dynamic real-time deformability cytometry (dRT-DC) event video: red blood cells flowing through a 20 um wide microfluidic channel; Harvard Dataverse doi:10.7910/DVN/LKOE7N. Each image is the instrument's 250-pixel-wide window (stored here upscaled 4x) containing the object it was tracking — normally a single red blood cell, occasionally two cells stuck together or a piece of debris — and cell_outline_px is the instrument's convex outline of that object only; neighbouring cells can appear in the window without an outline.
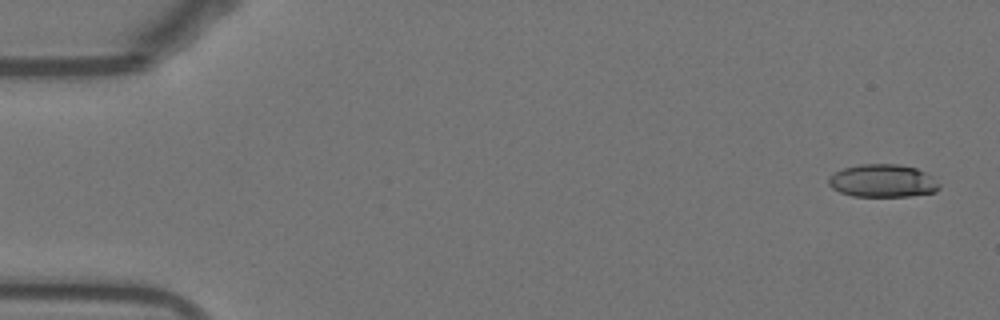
{"species": "Egyptian fruit bat (a non-hibernating species)", "species_latin": "Rousettus aegyptiacus", "temperature_condition": "warm", "stored_images_in_passage": 52, "camera_frame_rate_fps": 3000, "um_per_image_px": 0.085, "animal": {"sex": "female"}, "frame": {"image": 1, "passage_image": 1, "time_ms": 0.0, "image_size_px": [1000, 320], "cell_outline_px": [[940, 188], [936, 192], [908, 196], [852, 196], [840, 192], [832, 188], [828, 184], [828, 176], [844, 168], [860, 164], [896, 164], [916, 168], [932, 176], [940, 184]], "centroid_in_image_um": [75.03, 15.37], "position_along_channel_um": 10.0, "area_um2": 21.21}}
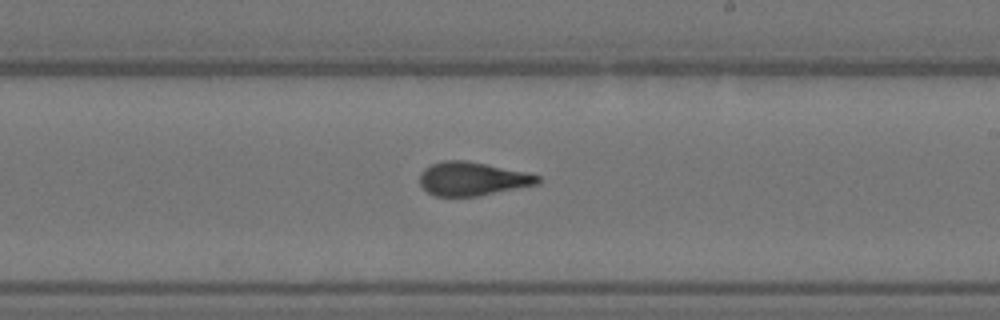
{"frame": {"image": 2, "passage_image": 30, "time_ms": 9.667, "image_size_px": [1000, 320], "cell_outline_px": [[540, 184], [476, 196], [436, 196], [428, 192], [420, 184], [420, 172], [424, 168], [432, 164], [444, 160], [464, 160], [528, 172], [540, 176]], "centroid_in_image_um": [40.16, 15.19], "position_along_channel_um": 248.8, "area_um2": 23.06}}
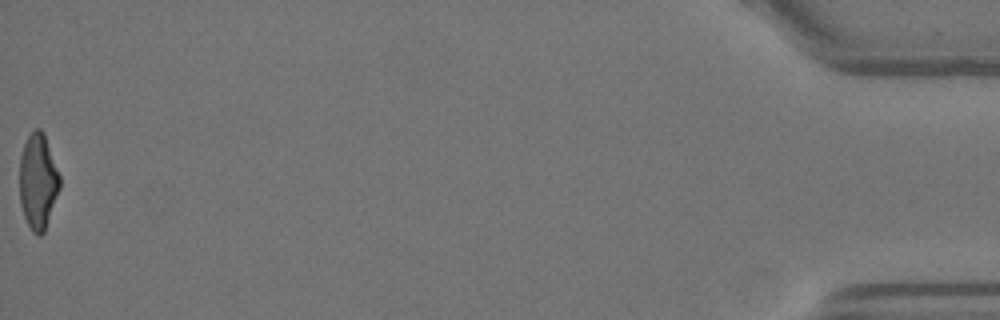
{"frame": {"image": 3, "passage_image": 52, "time_ms": 17.0, "image_size_px": [1000, 320], "cell_outline_px": [[60, 188], [44, 232], [40, 236], [36, 236], [32, 232], [24, 216], [20, 204], [20, 156], [24, 144], [28, 136], [36, 128], [40, 128], [44, 132], [60, 176]], "centroid_in_image_um": [3.23, 15.43], "position_along_channel_um": 432.0, "area_um2": 22.37}, "authors_computed_cell_mechanics": {"area_um2": 23.0622, "velocity_mm_per_s": 3.8528, "shape_relaxation_time_tau1_ms": 8.5551, "shape_relaxation_time_tau2_ms": 1.5122, "deformation_change_tau1": 0.2473, "deformation_change_tau2": 0.1049}}